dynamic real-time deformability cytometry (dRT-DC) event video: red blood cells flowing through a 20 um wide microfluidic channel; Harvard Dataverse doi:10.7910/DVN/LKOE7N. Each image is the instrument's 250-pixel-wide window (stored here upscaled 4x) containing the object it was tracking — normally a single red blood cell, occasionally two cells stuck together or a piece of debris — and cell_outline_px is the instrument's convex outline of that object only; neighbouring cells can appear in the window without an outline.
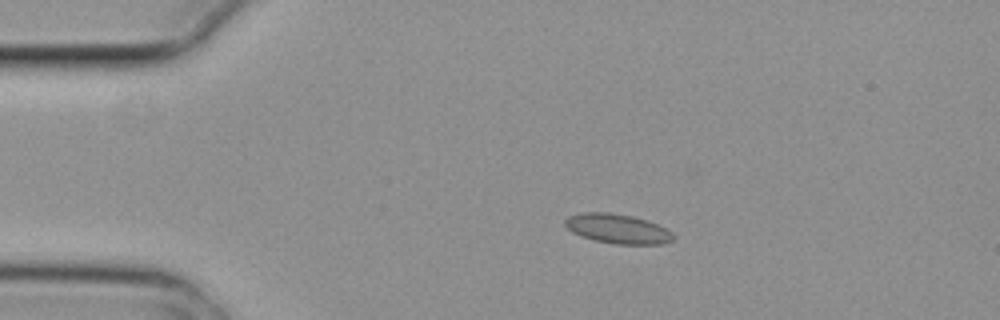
{"species": "common noctule bat (a hibernating species)", "species_latin": "Nyctalus noctula", "temperature_condition": "cold", "stored_images_in_passage": 4, "camera_frame_rate_fps": 3000, "um_per_image_px": 0.085, "animal": {"sex": "female", "body_mass_g": 29.2, "forearm_length_mm": 56.3}, "frame": {"image": 1, "passage_image": 3, "time_ms": 0.667, "image_size_px": [1000, 320], "cell_outline_px": [[676, 236], [672, 240], [664, 244], [616, 244], [596, 240], [580, 236], [572, 232], [564, 224], [564, 220], [568, 216], [580, 212], [608, 212], [632, 216], [668, 228]], "centroid_in_image_um": [52.5, 19.44], "position_along_channel_um": 32.5, "area_um2": 18.67}}